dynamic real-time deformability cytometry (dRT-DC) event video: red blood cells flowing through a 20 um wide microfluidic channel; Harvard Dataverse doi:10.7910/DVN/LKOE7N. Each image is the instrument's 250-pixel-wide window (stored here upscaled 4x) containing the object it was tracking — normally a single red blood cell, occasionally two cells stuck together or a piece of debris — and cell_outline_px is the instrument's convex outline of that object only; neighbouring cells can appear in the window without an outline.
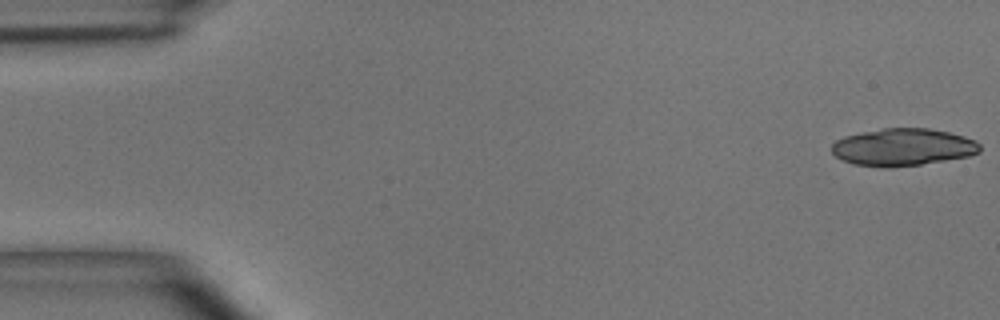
{"species": "common noctule bat (a hibernating species)", "species_latin": "Nyctalus noctula", "temperature_condition": "room temperature", "stored_images_in_passage": 19, "camera_frame_rate_fps": 3000, "um_per_image_px": 0.085, "animal": {"sex": "male", "body_mass_g": 15.6}, "frame": {"image": 1, "passage_image": 1, "time_ms": 0.0, "image_size_px": [1000, 320], "cell_outline_px": [[980, 152], [968, 156], [920, 164], [852, 164], [836, 156], [832, 152], [832, 144], [836, 140], [844, 136], [884, 128], [928, 128], [948, 132], [964, 136], [976, 140], [980, 144]], "centroid_in_image_um": [76.79, 12.46], "position_along_channel_um": 8.2, "area_um2": 31.1}}